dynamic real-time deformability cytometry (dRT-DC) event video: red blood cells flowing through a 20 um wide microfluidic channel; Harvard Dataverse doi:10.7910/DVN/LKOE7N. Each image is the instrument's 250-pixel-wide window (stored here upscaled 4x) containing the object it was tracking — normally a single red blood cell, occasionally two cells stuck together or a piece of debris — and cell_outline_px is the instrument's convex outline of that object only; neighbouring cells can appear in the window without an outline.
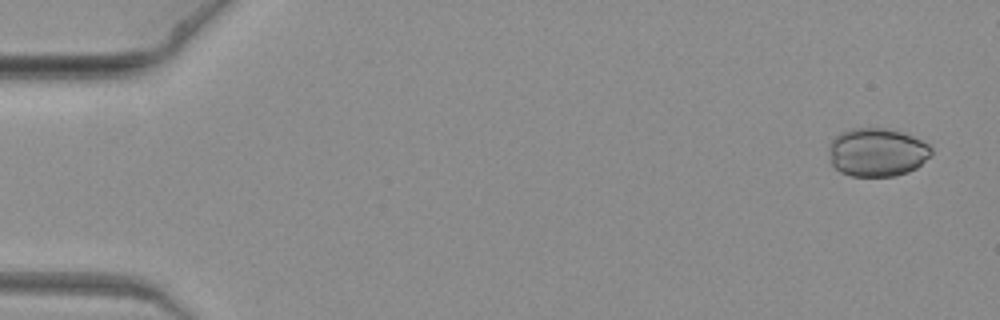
{"species": "common noctule bat (a hibernating species)", "species_latin": "Nyctalus noctula", "temperature_condition": "warm", "stored_images_in_passage": 9, "camera_frame_rate_fps": 3000, "um_per_image_px": 0.085, "animal": {"sex": "female", "body_mass_g": 19.3, "forearm_length_mm": 54.1}, "frame": {"image": 1, "passage_image": 2, "time_ms": 0.333, "image_size_px": [1000, 320], "cell_outline_px": [[932, 152], [916, 168], [908, 172], [896, 176], [852, 176], [840, 172], [832, 164], [828, 152], [828, 148], [832, 140], [840, 132], [852, 128], [888, 128], [912, 136], [928, 144], [932, 148]], "centroid_in_image_um": [74.52, 12.94], "position_along_channel_um": 10.5, "area_um2": 28.84}}